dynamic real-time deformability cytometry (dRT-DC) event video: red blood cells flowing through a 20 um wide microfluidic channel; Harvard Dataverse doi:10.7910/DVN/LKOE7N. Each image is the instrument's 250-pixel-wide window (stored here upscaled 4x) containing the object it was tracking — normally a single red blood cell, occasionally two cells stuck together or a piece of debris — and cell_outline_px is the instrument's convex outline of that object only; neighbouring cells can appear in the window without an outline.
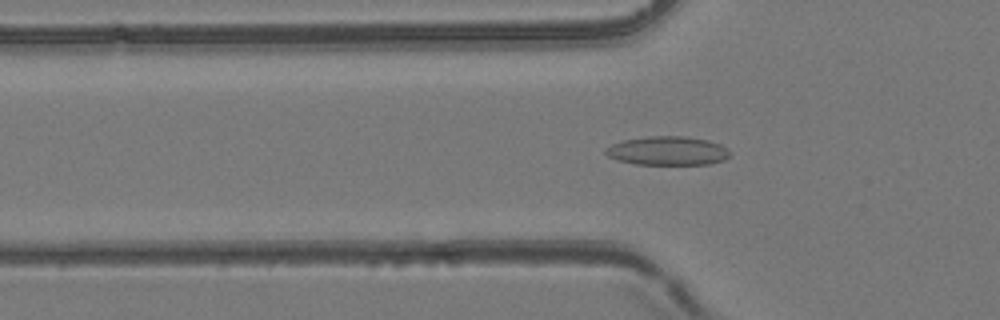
{"species": "common noctule bat (a hibernating species)", "species_latin": "Nyctalus noctula", "temperature_condition": "room temperature", "stored_images_in_passage": 46, "camera_frame_rate_fps": 3000, "um_per_image_px": 0.085, "animal": {"sex": "female", "body_mass_g": 24.6, "forearm_length_mm": 56.2}, "frame": {"image": 1, "passage_image": 15, "time_ms": 4.667, "image_size_px": [1000, 320], "cell_outline_px": [[732, 152], [724, 160], [708, 164], [636, 164], [620, 160], [608, 156], [604, 152], [604, 148], [612, 144], [624, 140], [648, 136], [684, 136], [708, 140], [720, 144], [728, 148]], "centroid_in_image_um": [56.77, 12.81], "position_along_channel_um": 69.0, "area_um2": 20.87}}
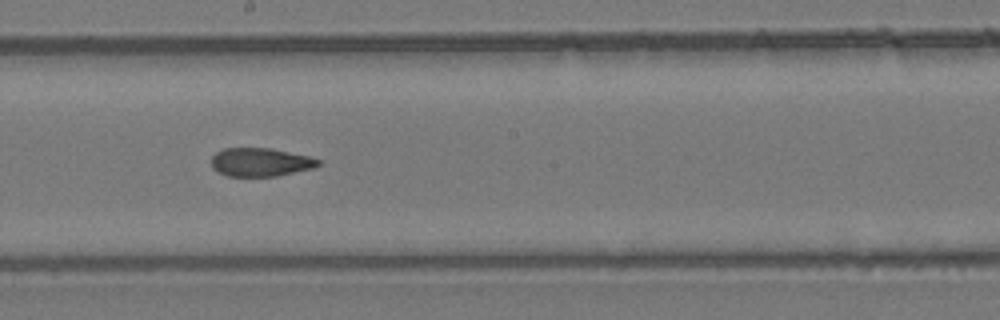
{"frame": {"image": 2, "passage_image": 27, "time_ms": 8.667, "image_size_px": [1000, 320], "cell_outline_px": [[320, 164], [316, 168], [276, 176], [228, 176], [212, 168], [212, 156], [216, 152], [224, 148], [272, 148], [312, 156], [320, 160]], "centroid_in_image_um": [22.2, 13.77], "position_along_channel_um": 226.0, "area_um2": 17.92}}
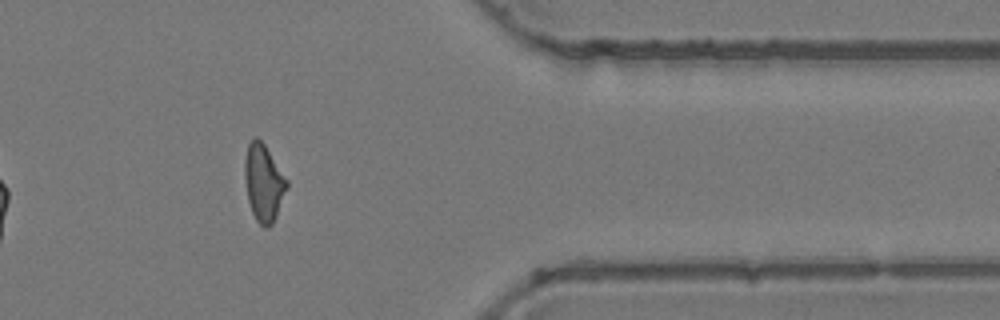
{"frame": {"image": 3, "passage_image": 41, "time_ms": 13.333, "image_size_px": [1000, 320], "cell_outline_px": [[288, 188], [276, 216], [272, 224], [268, 228], [264, 228], [256, 220], [252, 212], [248, 200], [244, 176], [244, 160], [248, 144], [252, 136], [256, 136], [264, 144], [288, 180]], "centroid_in_image_um": [22.4, 15.53], "position_along_channel_um": 389.0, "area_um2": 19.02}, "authors_computed_cell_mechanics": {"area_um2": 19.074, "velocity_mm_per_s": 3.914, "shape_relaxation_time_tau1_ms": 9.1159, "shape_relaxation_time_tau2_ms": 1.8901, "deformation_change_tau1": 0.2017, "deformation_change_tau2": 0.0953}}